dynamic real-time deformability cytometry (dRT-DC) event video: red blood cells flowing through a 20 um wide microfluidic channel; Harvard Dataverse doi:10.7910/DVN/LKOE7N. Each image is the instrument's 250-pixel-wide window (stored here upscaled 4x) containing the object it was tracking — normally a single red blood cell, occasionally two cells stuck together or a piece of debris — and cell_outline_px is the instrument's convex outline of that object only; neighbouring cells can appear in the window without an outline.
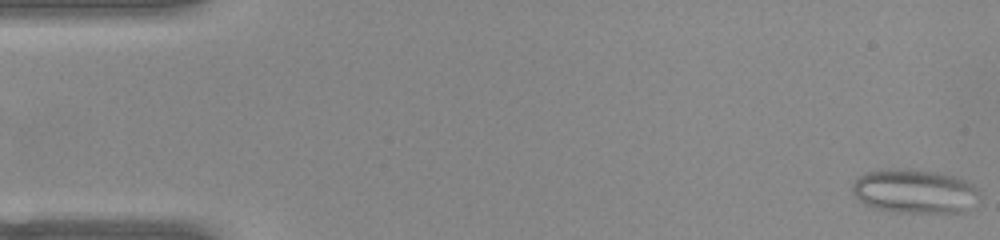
{"species": "common noctule bat (a hibernating species)", "species_latin": "Nyctalus noctula", "temperature_condition": "warm", "stored_images_in_passage": 51, "camera_frame_rate_fps": 3000, "um_per_image_px": 0.085, "animal": {"sex": "female", "body_mass_g": 22.0, "forearm_length_mm": 56.7}, "frame": {"image": 1, "passage_image": 1, "time_ms": 0.0, "image_size_px": [1000, 240], "cell_outline_px": [[980, 200], [968, 212], [900, 212], [872, 208], [864, 204], [852, 192], [852, 184], [860, 176], [868, 172], [932, 172], [952, 176], [964, 180], [972, 184], [980, 192]], "centroid_in_image_um": [77.83, 16.34], "position_along_channel_um": 7.2, "area_um2": 31.62}}
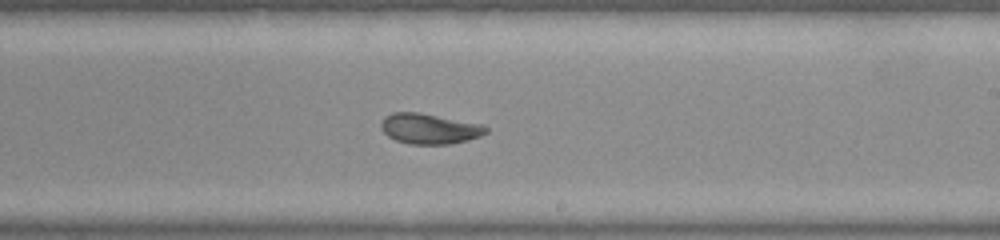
{"frame": {"image": 2, "passage_image": 30, "time_ms": 9.667, "image_size_px": [1000, 240], "cell_outline_px": [[488, 132], [480, 136], [468, 140], [452, 144], [408, 144], [396, 140], [388, 136], [380, 128], [380, 124], [384, 116], [392, 112], [420, 112], [484, 124], [488, 128]], "centroid_in_image_um": [36.51, 10.93], "position_along_channel_um": 252.5, "area_um2": 18.9}}
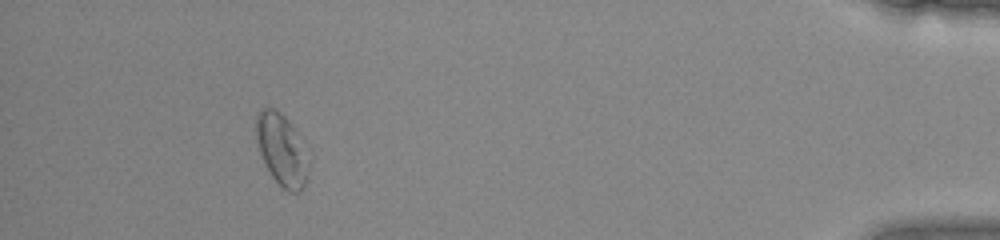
{"frame": {"image": 3, "passage_image": 47, "time_ms": 15.333, "image_size_px": [1000, 240], "cell_outline_px": [[312, 160], [304, 184], [300, 192], [288, 192], [272, 176], [264, 164], [260, 152], [256, 136], [256, 112], [260, 108], [276, 108], [296, 128]], "centroid_in_image_um": [23.99, 12.7], "position_along_channel_um": 411.2, "area_um2": 22.48}, "authors_computed_cell_mechanics": {"area_um2": 20.6346, "velocity_mm_per_s": 3.9431, "shape_relaxation_time_tau1_ms": null, "shape_relaxation_time_tau2_ms": 1.0646, "deformation_change_tau1": null, "deformation_change_tau2": 0.0506}}